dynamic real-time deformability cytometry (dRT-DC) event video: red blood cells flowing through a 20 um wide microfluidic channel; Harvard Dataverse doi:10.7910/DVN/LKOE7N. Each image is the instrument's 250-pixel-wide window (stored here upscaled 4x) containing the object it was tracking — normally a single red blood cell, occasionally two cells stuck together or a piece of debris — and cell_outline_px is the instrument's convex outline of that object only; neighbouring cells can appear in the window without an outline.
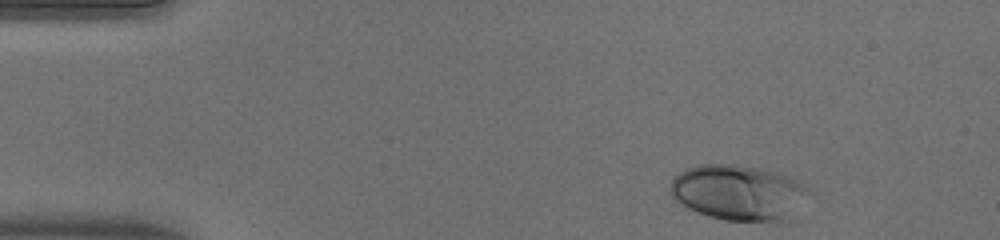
{"species": "human", "species_latin": "Homo sapiens", "temperature_condition": "warm", "stored_images_in_passage": 45, "camera_frame_rate_fps": 3000, "um_per_image_px": 0.085, "donor": {"sex": "male"}, "frame": {"image": 1, "passage_image": 1, "time_ms": 0.0, "image_size_px": [1000, 240], "cell_outline_px": [[816, 192], [788, 220], [780, 224], [724, 220], [708, 216], [688, 208], [676, 200], [672, 196], [668, 188], [672, 180], [680, 172], [696, 164], [736, 164], [780, 172], [800, 180], [812, 188]], "centroid_in_image_um": [62.92, 16.39], "position_along_channel_um": 22.1, "area_um2": 46.53}}
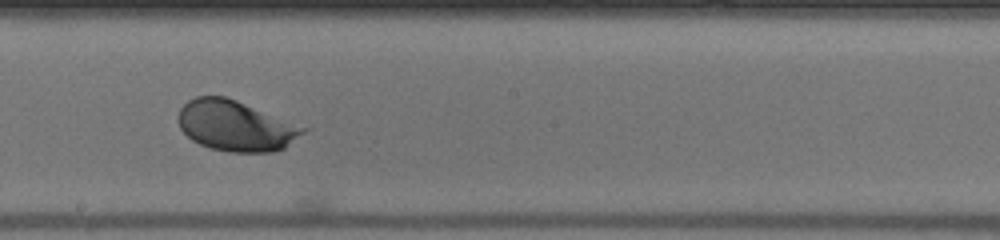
{"frame": {"image": 2, "passage_image": 23, "time_ms": 7.333, "image_size_px": [1000, 240], "cell_outline_px": [[308, 128], [304, 132], [284, 148], [272, 152], [228, 152], [212, 148], [200, 144], [192, 140], [180, 128], [180, 108], [188, 100], [196, 96], [224, 96], [236, 100]], "centroid_in_image_um": [20.03, 10.69], "position_along_channel_um": 228.2, "area_um2": 36.24}}
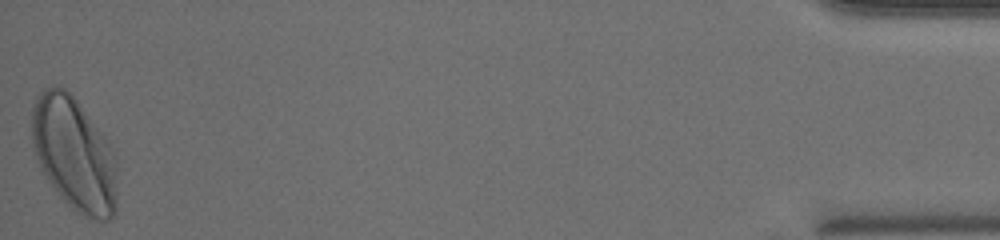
{"frame": {"image": 3, "passage_image": 45, "time_ms": 14.667, "image_size_px": [1000, 240], "cell_outline_px": [[116, 212], [108, 220], [96, 220], [84, 216], [76, 212], [60, 196], [44, 176], [40, 168], [32, 148], [32, 108], [36, 96], [44, 88], [64, 88], [76, 100], [108, 140], [116, 164]], "centroid_in_image_um": [6.29, 13.12], "position_along_channel_um": 428.9, "area_um2": 56.36}, "authors_computed_cell_mechanics": {"area_um2": 39.2462, "velocity_mm_per_s": 4.0296, "shape_relaxation_time_tau1_ms": 1.7296, "shape_relaxation_time_tau2_ms": null, "deformation_change_tau1": 0.1483, "deformation_change_tau2": null}}